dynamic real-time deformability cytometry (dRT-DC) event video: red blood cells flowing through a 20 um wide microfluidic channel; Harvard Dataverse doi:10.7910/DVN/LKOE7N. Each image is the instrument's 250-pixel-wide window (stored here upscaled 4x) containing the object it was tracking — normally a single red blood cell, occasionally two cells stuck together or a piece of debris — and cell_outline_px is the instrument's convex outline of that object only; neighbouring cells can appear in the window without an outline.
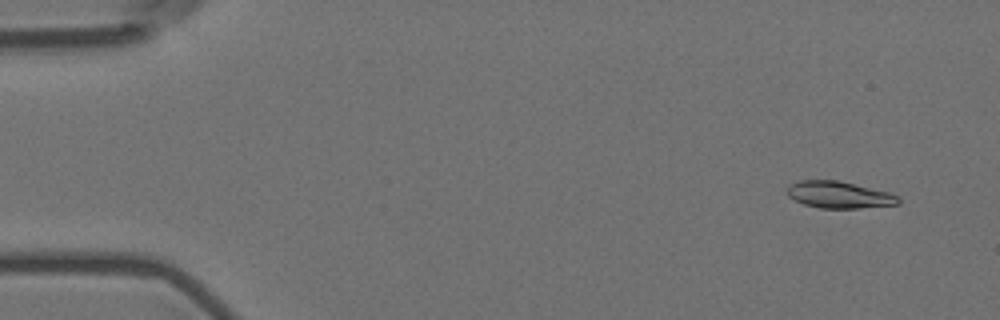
{"species": "Egyptian fruit bat (a non-hibernating species)", "species_latin": "Rousettus aegyptiacus", "temperature_condition": "room temperature", "stored_images_in_passage": 54, "camera_frame_rate_fps": 3000, "um_per_image_px": 0.085, "animal": {"sex": "female"}, "frame": {"image": 1, "passage_image": 2, "time_ms": 0.333, "image_size_px": [1000, 320], "cell_outline_px": [[900, 204], [860, 208], [820, 208], [804, 204], [792, 200], [788, 196], [788, 188], [796, 180], [836, 180], [888, 192], [900, 196]], "centroid_in_image_um": [71.32, 16.56], "position_along_channel_um": 13.7, "area_um2": 17.34}}
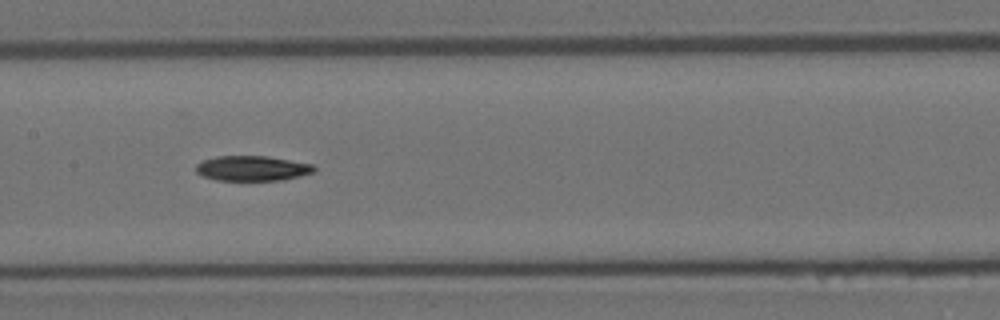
{"frame": {"image": 2, "passage_image": 26, "time_ms": 8.333, "image_size_px": [1000, 320], "cell_outline_px": [[316, 168], [312, 172], [284, 180], [216, 180], [204, 176], [196, 172], [196, 164], [204, 160], [216, 156], [268, 156], [312, 164]], "centroid_in_image_um": [21.42, 14.3], "position_along_channel_um": 186.0, "area_um2": 17.11}}
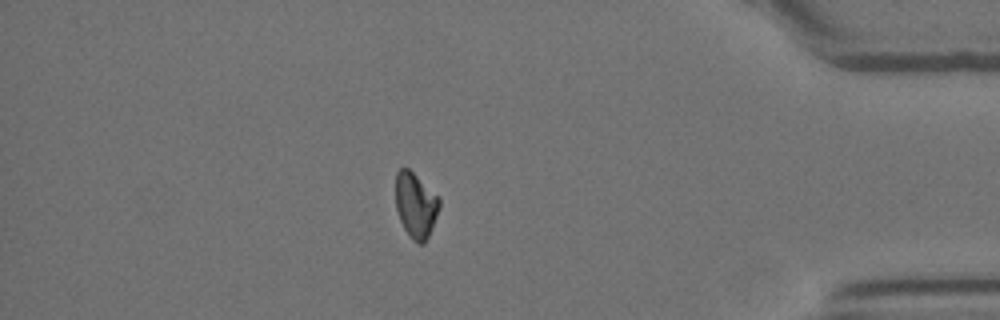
{"frame": {"image": 3, "passage_image": 47, "time_ms": 15.333, "image_size_px": [1000, 320], "cell_outline_px": [[440, 208], [432, 228], [424, 244], [416, 244], [412, 240], [404, 228], [400, 220], [396, 208], [396, 172], [400, 168], [408, 168], [440, 196]], "centroid_in_image_um": [35.35, 17.44], "position_along_channel_um": 399.8, "area_um2": 16.82}, "authors_computed_cell_mechanics": {"area_um2": 17.4556, "velocity_mm_per_s": 3.5944, "shape_relaxation_time_tau1_ms": 7.8079, "shape_relaxation_time_tau2_ms": null, "deformation_change_tau1": 0.1747, "deformation_change_tau2": null}}